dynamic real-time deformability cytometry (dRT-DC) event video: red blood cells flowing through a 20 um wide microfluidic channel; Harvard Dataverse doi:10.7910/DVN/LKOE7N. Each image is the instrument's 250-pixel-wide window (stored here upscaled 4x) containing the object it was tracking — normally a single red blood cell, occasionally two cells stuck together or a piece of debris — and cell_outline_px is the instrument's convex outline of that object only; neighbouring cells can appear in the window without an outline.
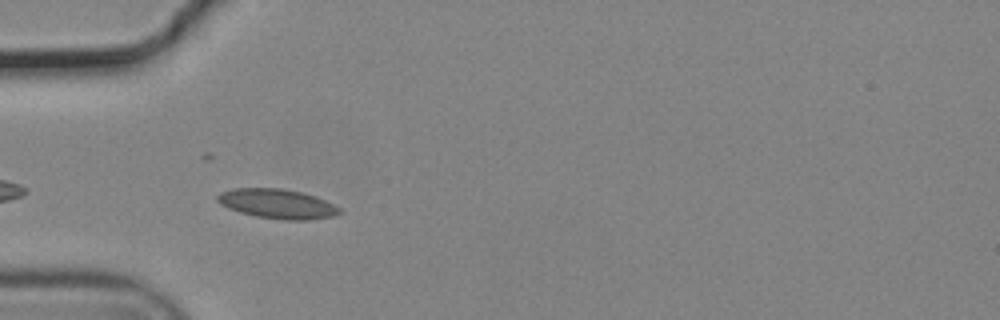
{"species": "common noctule bat (a hibernating species)", "species_latin": "Nyctalus noctula", "temperature_condition": "cold", "stored_images_in_passage": 13, "camera_frame_rate_fps": 3000, "um_per_image_px": 0.085, "animal": {"sex": "male", "body_mass_g": 19.2, "forearm_length_mm": 51.8}, "frame": {"image": 1, "passage_image": 3, "time_ms": 0.667, "image_size_px": [1000, 320], "cell_outline_px": [[340, 212], [332, 216], [308, 220], [280, 220], [256, 216], [240, 212], [228, 208], [220, 204], [216, 200], [216, 196], [220, 192], [232, 188], [280, 188], [300, 192], [316, 196], [340, 208]], "centroid_in_image_um": [23.52, 17.32], "position_along_channel_um": 61.5, "area_um2": 20.98}}
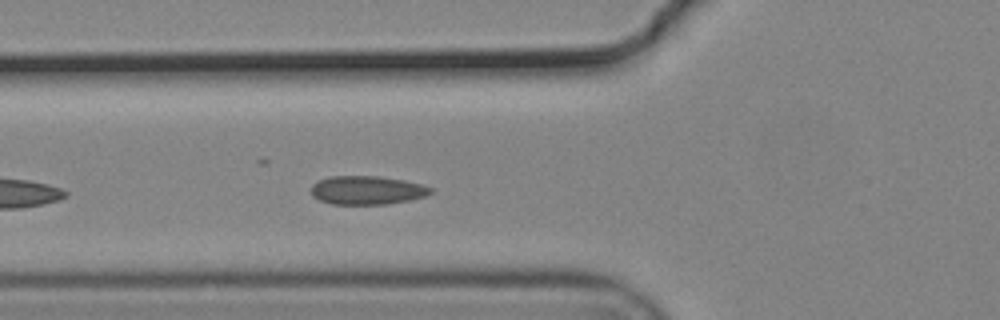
{"frame": {"image": 2, "passage_image": 6, "time_ms": 1.667, "image_size_px": [1000, 320], "cell_outline_px": [[432, 192], [424, 196], [408, 200], [388, 204], [332, 204], [320, 200], [312, 196], [312, 184], [328, 176], [380, 176], [404, 180], [420, 184], [432, 188]], "centroid_in_image_um": [31.18, 16.16], "position_along_channel_um": 94.6, "area_um2": 19.83}}